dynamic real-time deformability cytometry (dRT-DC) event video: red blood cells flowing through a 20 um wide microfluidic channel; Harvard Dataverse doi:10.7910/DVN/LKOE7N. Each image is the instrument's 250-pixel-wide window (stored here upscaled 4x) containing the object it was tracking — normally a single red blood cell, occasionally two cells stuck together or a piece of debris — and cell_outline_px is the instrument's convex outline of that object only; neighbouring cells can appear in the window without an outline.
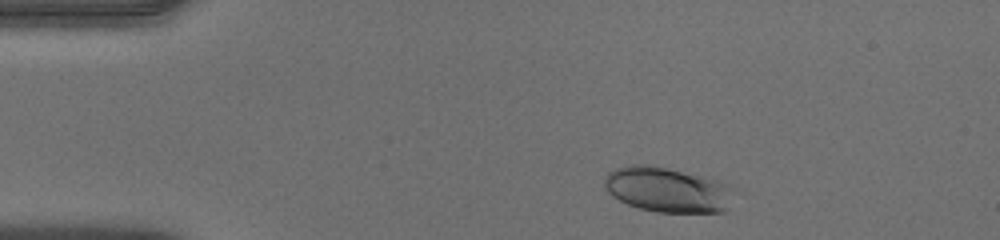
{"species": "human", "species_latin": "Homo sapiens", "temperature_condition": "warm", "stored_images_in_passage": 41, "camera_frame_rate_fps": 3000, "um_per_image_px": 0.085, "donor": {"sex": "male"}, "frame": {"image": 1, "passage_image": 3, "time_ms": 0.667, "image_size_px": [1000, 240], "cell_outline_px": [[724, 212], [656, 212], [640, 208], [628, 204], [612, 196], [608, 192], [604, 184], [604, 180], [608, 172], [616, 168], [632, 164], [648, 164], [668, 168], [724, 184]], "centroid_in_image_um": [56.48, 16.12], "position_along_channel_um": 28.5, "area_um2": 32.19}}
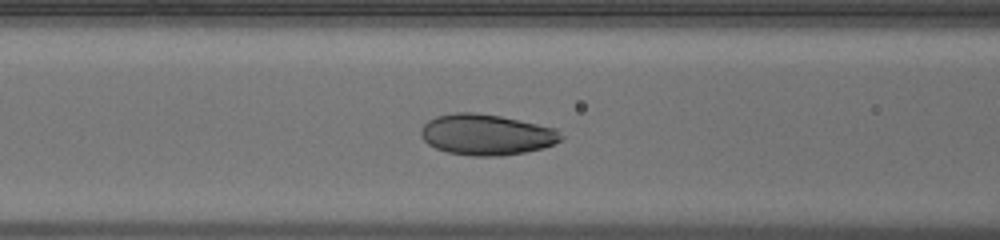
{"frame": {"image": 2, "passage_image": 15, "time_ms": 4.667, "image_size_px": [1000, 240], "cell_outline_px": [[564, 136], [560, 140], [544, 148], [524, 152], [500, 156], [472, 156], [448, 152], [436, 148], [428, 144], [420, 136], [420, 132], [424, 124], [428, 120], [436, 116], [456, 112], [476, 112], [500, 116], [556, 128]], "centroid_in_image_um": [41.34, 11.44], "position_along_channel_um": 125.3, "area_um2": 33.35}}
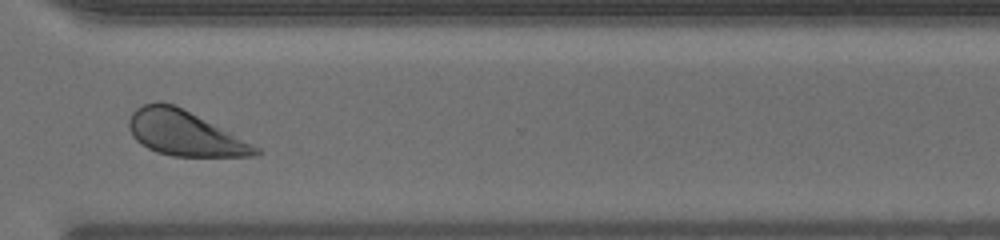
{"frame": {"image": 3, "passage_image": 32, "time_ms": 10.333, "image_size_px": [1000, 240], "cell_outline_px": [[264, 152], [256, 156], [172, 156], [156, 152], [140, 144], [132, 136], [128, 124], [128, 120], [132, 112], [136, 108], [144, 104], [156, 100], [160, 100], [176, 104], [260, 148]], "centroid_in_image_um": [15.65, 11.3], "position_along_channel_um": 354.9, "area_um2": 33.35}, "authors_computed_cell_mechanics": {"area_um2": 33.0616, "velocity_mm_per_s": 4.0493, "shape_relaxation_time_tau1_ms": 2.6162, "shape_relaxation_time_tau2_ms": null, "deformation_change_tau1": 0.1171, "deformation_change_tau2": null}}